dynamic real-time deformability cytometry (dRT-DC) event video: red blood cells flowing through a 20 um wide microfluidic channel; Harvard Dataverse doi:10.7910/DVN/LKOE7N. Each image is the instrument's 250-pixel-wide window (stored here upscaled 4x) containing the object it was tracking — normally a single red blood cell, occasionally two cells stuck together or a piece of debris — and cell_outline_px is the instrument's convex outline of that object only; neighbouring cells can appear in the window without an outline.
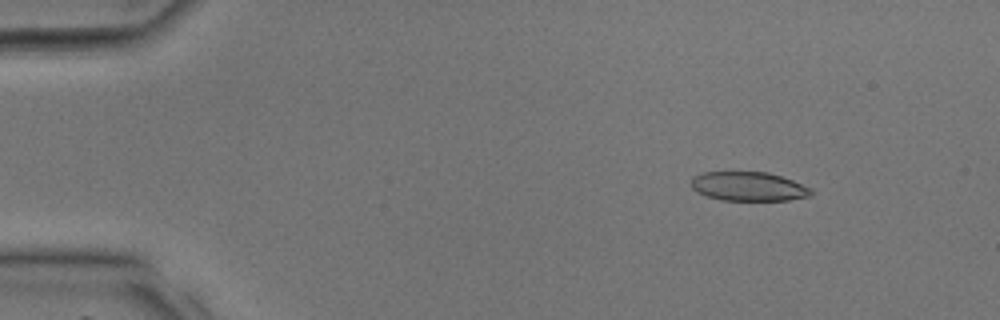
{"species": "common noctule bat (a hibernating species)", "species_latin": "Nyctalus noctula", "temperature_condition": "room temperature", "stored_images_in_passage": 36, "camera_frame_rate_fps": 3000, "um_per_image_px": 0.085, "animal": {"sex": "male", "body_mass_g": 17.9, "forearm_length_mm": 54.2}, "frame": {"image": 1, "passage_image": 4, "time_ms": 1.0, "image_size_px": [1000, 320], "cell_outline_px": [[816, 192], [812, 196], [788, 200], [720, 200], [696, 192], [692, 188], [692, 176], [704, 172], [768, 172], [792, 180], [812, 188]], "centroid_in_image_um": [63.66, 15.85], "position_along_channel_um": 21.3, "area_um2": 20.46}}
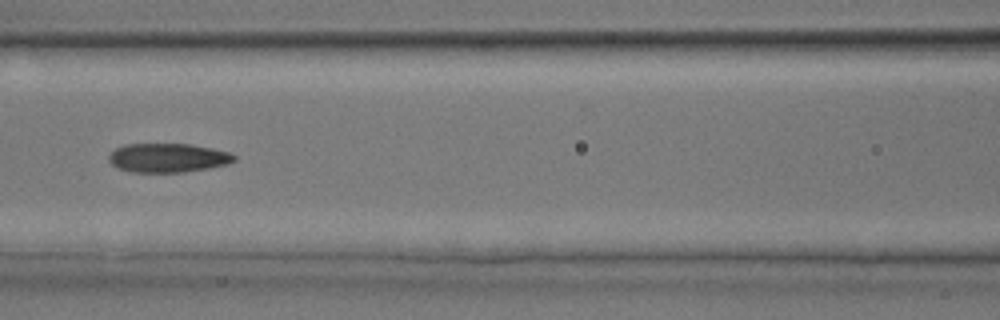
{"frame": {"image": 2, "passage_image": 16, "time_ms": 5.0, "image_size_px": [1000, 320], "cell_outline_px": [[236, 160], [228, 164], [208, 168], [184, 172], [132, 172], [120, 168], [112, 164], [108, 160], [108, 156], [116, 148], [124, 144], [188, 144], [212, 148], [228, 152], [236, 156]], "centroid_in_image_um": [14.28, 13.41], "position_along_channel_um": 152.3, "area_um2": 21.1}}
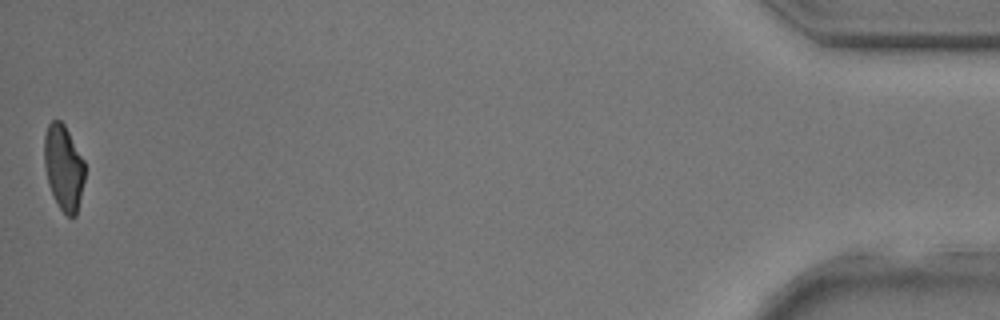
{"frame": {"image": 3, "passage_image": 36, "time_ms": 11.667, "image_size_px": [1000, 320], "cell_outline_px": [[84, 180], [76, 216], [68, 216], [60, 208], [48, 184], [44, 164], [44, 136], [48, 124], [52, 120], [60, 120], [64, 124], [84, 160]], "centroid_in_image_um": [5.4, 14.21], "position_along_channel_um": 429.8, "area_um2": 19.94}}